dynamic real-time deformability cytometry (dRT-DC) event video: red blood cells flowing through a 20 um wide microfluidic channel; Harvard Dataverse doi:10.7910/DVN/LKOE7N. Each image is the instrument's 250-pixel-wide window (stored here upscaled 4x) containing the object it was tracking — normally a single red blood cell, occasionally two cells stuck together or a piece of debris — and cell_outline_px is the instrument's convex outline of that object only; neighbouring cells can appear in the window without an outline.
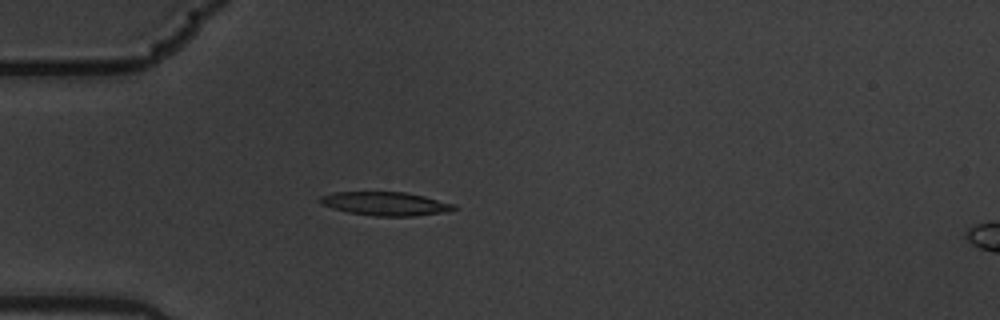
{"species": "common noctule bat (a hibernating species)", "species_latin": "Nyctalus noctula", "temperature_condition": "warm", "stored_images_in_passage": 6, "camera_frame_rate_fps": 3000, "um_per_image_px": 0.085, "animal": {"sex": "male", "body_mass_g": 19.5, "forearm_length_mm": 54.6}, "frame": {"image": 1, "passage_image": 6, "time_ms": 1.667, "image_size_px": [1000, 320], "cell_outline_px": [[460, 208], [444, 212], [416, 216], [376, 216], [348, 212], [332, 208], [320, 204], [316, 200], [320, 196], [336, 192], [404, 192], [424, 196], [456, 204]], "centroid_in_image_um": [32.77, 17.31], "position_along_channel_um": 52.2, "area_um2": 18.55}}